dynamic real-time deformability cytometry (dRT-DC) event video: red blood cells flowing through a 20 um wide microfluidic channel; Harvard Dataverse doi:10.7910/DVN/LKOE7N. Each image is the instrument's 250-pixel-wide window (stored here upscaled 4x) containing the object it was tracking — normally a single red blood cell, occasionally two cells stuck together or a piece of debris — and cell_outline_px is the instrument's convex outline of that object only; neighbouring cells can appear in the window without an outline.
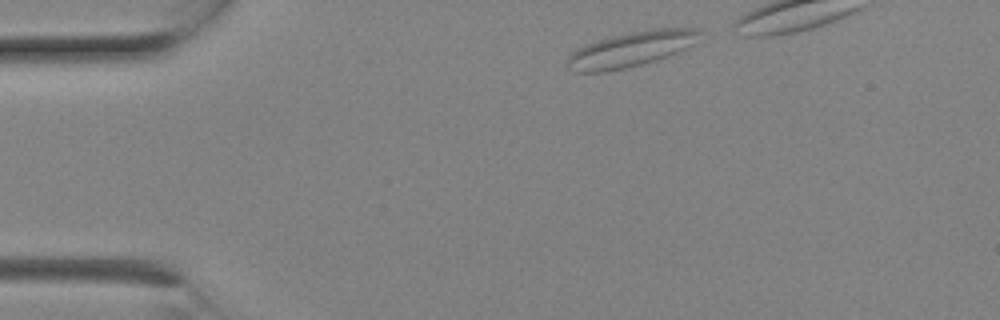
{"species": "Egyptian fruit bat (a non-hibernating species)", "species_latin": "Rousettus aegyptiacus", "temperature_condition": "room temperature", "stored_images_in_passage": 7, "camera_frame_rate_fps": 3000, "um_per_image_px": 0.085, "animal": {"sex": "female"}, "frame": {"image": 1, "passage_image": 1, "time_ms": 0.0, "image_size_px": [1000, 320], "cell_outline_px": [[700, 32], [696, 44], [668, 56], [656, 60], [624, 68], [604, 72], [576, 72], [568, 68], [568, 56], [576, 48], [584, 44], [612, 36], [628, 32], [656, 28], [700, 28]], "centroid_in_image_um": [53.65, 4.17], "position_along_channel_um": 31.4, "area_um2": 27.11}}
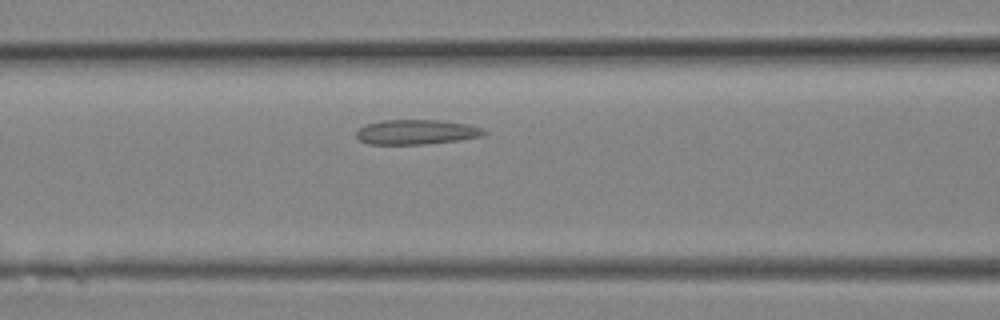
{"frame": {"image": 2, "passage_image": 6, "time_ms": 1.667, "image_size_px": [1000, 320], "cell_outline_px": [[488, 132], [484, 136], [460, 140], [424, 144], [368, 144], [360, 140], [356, 136], [356, 132], [364, 124], [380, 120], [436, 120], [468, 124], [484, 128]], "centroid_in_image_um": [35.42, 11.22], "position_along_channel_um": 131.2, "area_um2": 18.61}}